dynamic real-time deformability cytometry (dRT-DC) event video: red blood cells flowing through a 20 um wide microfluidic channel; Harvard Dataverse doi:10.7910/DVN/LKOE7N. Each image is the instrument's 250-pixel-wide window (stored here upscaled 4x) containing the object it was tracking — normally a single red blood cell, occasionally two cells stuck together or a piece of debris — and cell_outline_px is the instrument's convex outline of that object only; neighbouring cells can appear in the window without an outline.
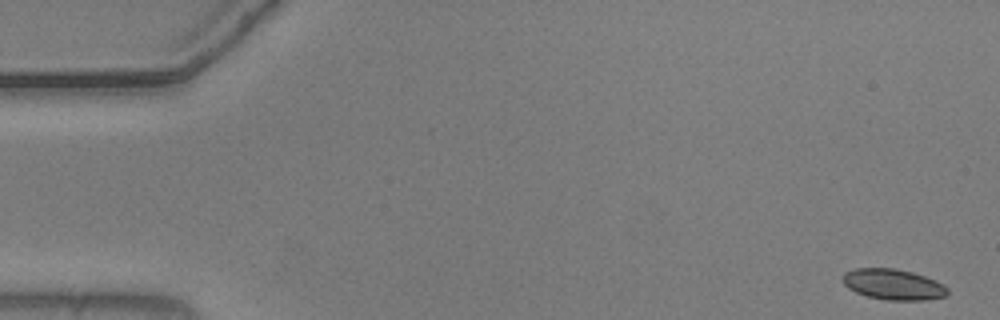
{"species": "common noctule bat (a hibernating species)", "species_latin": "Nyctalus noctula", "temperature_condition": "warm", "stored_images_in_passage": 55, "camera_frame_rate_fps": 3000, "um_per_image_px": 0.085, "animal": {"sex": "male", "body_mass_g": 20.5, "forearm_length_mm": 52.5}, "frame": {"image": 1, "passage_image": 1, "time_ms": 0.0, "image_size_px": [1000, 320], "cell_outline_px": [[948, 292], [944, 296], [924, 300], [888, 300], [868, 296], [856, 292], [848, 288], [840, 280], [844, 272], [856, 268], [892, 268], [912, 272], [936, 280], [944, 284], [948, 288]], "centroid_in_image_um": [75.9, 24.17], "position_along_channel_um": 9.1, "area_um2": 18.79}}
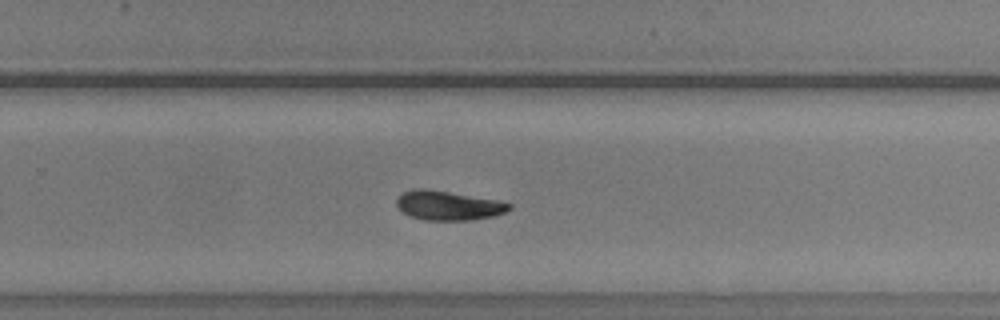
{"frame": {"image": 2, "passage_image": 35, "time_ms": 11.333, "image_size_px": [1000, 320], "cell_outline_px": [[512, 208], [504, 212], [492, 216], [472, 220], [424, 220], [408, 216], [396, 204], [396, 200], [404, 192], [416, 188], [424, 188], [500, 200], [512, 204]], "centroid_in_image_um": [38.12, 17.47], "position_along_channel_um": 291.7, "area_um2": 19.19}}
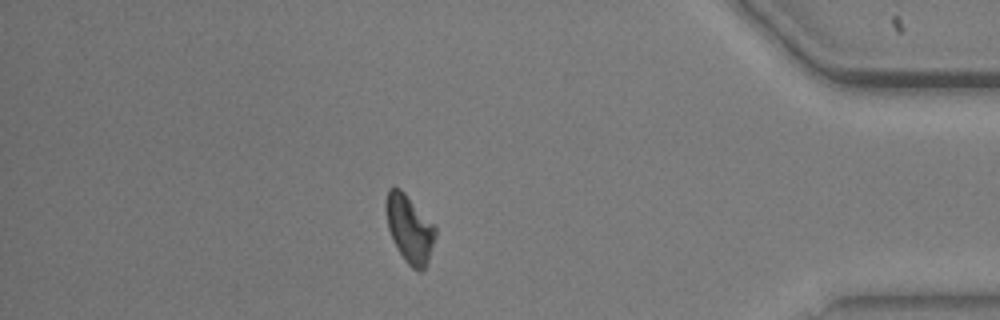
{"frame": {"image": 3, "passage_image": 47, "time_ms": 15.333, "image_size_px": [1000, 320], "cell_outline_px": [[436, 236], [424, 272], [416, 272], [404, 260], [396, 248], [392, 240], [388, 228], [384, 208], [384, 204], [388, 188], [400, 188], [404, 192], [436, 228]], "centroid_in_image_um": [34.78, 19.48], "position_along_channel_um": 400.4, "area_um2": 19.59}, "authors_computed_cell_mechanics": {"area_um2": 19.1896, "velocity_mm_per_s": 3.6763, "shape_relaxation_time_tau1_ms": 3.3164, "shape_relaxation_time_tau2_ms": null, "deformation_change_tau1": 0.1297, "deformation_change_tau2": null}}